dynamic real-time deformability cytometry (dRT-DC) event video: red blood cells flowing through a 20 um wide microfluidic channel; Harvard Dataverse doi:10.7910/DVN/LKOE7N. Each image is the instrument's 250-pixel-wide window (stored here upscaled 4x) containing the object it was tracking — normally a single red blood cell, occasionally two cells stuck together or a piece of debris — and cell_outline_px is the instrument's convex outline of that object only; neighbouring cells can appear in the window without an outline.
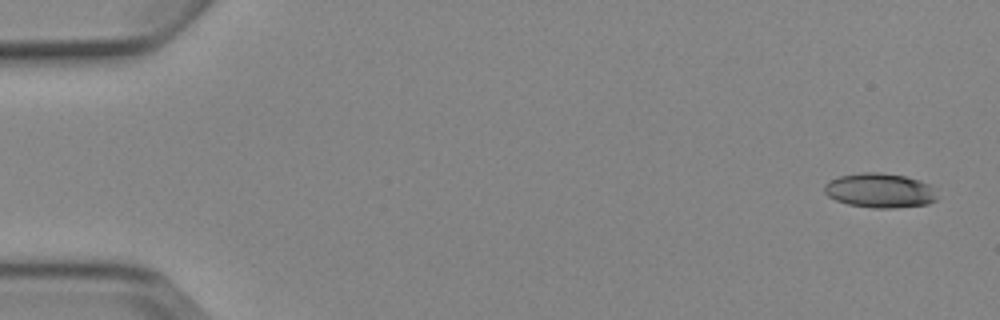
{"species": "Egyptian fruit bat (a non-hibernating species)", "species_latin": "Rousettus aegyptiacus", "temperature_condition": "cold", "stored_images_in_passage": 5, "camera_frame_rate_fps": 3000, "um_per_image_px": 0.085, "animal": {"sex": "female"}, "frame": {"image": 1, "passage_image": 1, "time_ms": 0.0, "image_size_px": [1000, 320], "cell_outline_px": [[936, 200], [928, 204], [896, 208], [872, 208], [848, 204], [836, 200], [828, 196], [824, 192], [824, 184], [828, 180], [840, 176], [864, 172], [880, 172], [904, 176], [920, 180], [928, 184], [932, 188], [936, 196]], "centroid_in_image_um": [74.76, 16.19], "position_along_channel_um": 10.2, "area_um2": 22.72}}
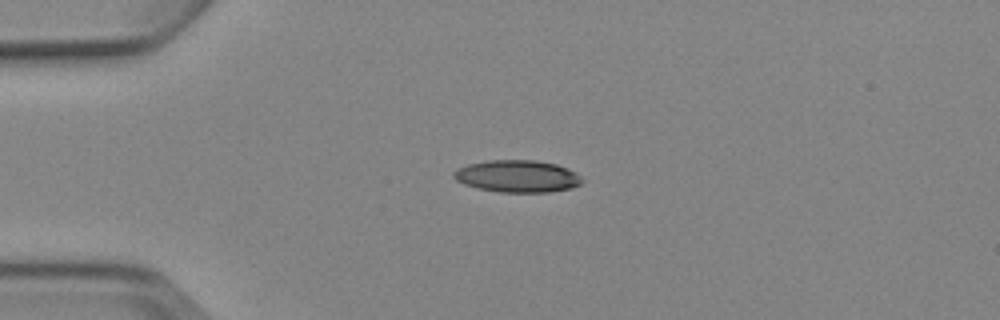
{"frame": {"image": 2, "passage_image": 4, "time_ms": 3.667, "image_size_px": [1000, 320], "cell_outline_px": [[584, 180], [580, 184], [572, 188], [548, 192], [500, 192], [476, 188], [464, 184], [456, 180], [452, 176], [452, 172], [456, 168], [468, 164], [488, 160], [536, 160], [556, 164], [576, 172]], "centroid_in_image_um": [43.95, 14.98], "position_along_channel_um": 41.0, "area_um2": 24.22}}